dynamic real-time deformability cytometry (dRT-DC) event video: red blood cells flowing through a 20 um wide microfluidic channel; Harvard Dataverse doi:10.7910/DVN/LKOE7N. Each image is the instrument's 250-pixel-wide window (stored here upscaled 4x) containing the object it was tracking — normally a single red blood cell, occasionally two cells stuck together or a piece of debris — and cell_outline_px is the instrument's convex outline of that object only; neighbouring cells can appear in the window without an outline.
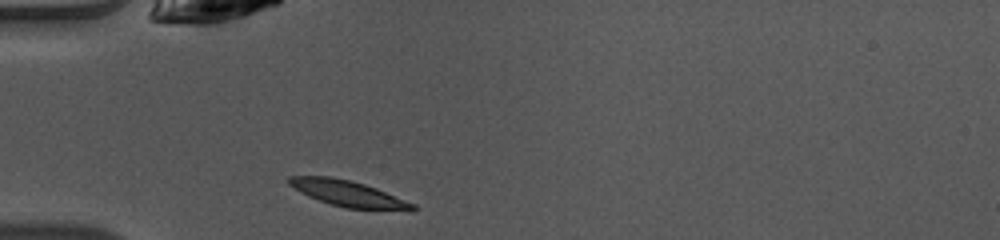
{"species": "common noctule bat (a hibernating species)", "species_latin": "Nyctalus noctula", "temperature_condition": "warm", "stored_images_in_passage": 34, "camera_frame_rate_fps": 3000, "um_per_image_px": 0.085, "animal": {"sex": "female", "body_mass_g": 10.0, "forearm_length_mm": 53.1}, "frame": {"image": 1, "passage_image": 1, "time_ms": 0.0, "image_size_px": [1000, 240], "cell_outline_px": [[416, 208], [412, 212], [348, 208], [332, 204], [308, 196], [300, 192], [288, 184], [288, 176], [332, 176], [364, 184], [376, 188], [416, 204]], "centroid_in_image_um": [29.66, 16.47], "position_along_channel_um": 55.3, "area_um2": 18.84}}
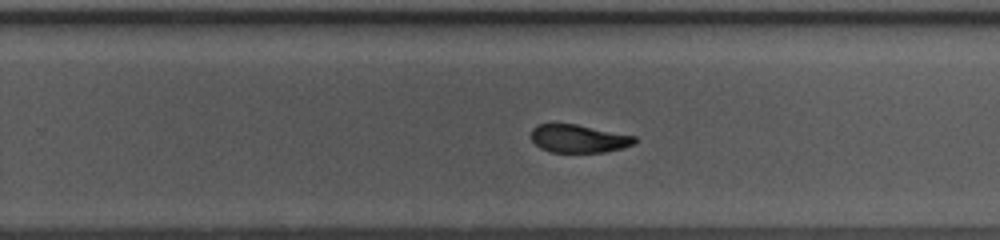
{"frame": {"image": 2, "passage_image": 18, "time_ms": 5.667, "image_size_px": [1000, 240], "cell_outline_px": [[636, 140], [632, 144], [620, 148], [604, 152], [552, 152], [540, 148], [532, 140], [532, 128], [536, 124], [576, 124], [636, 136]], "centroid_in_image_um": [49.16, 11.78], "position_along_channel_um": 280.6, "area_um2": 16.7}}
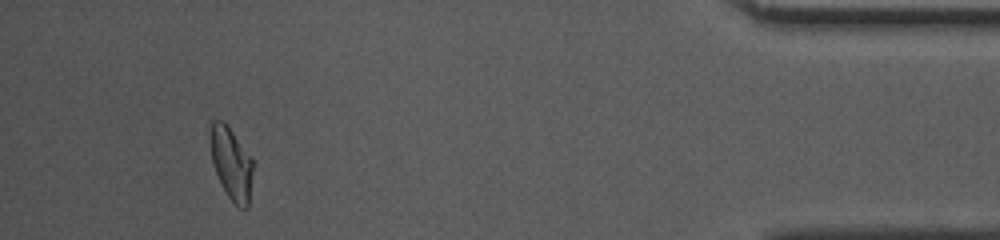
{"frame": {"image": 3, "passage_image": 32, "time_ms": 10.333, "image_size_px": [1000, 240], "cell_outline_px": [[252, 172], [248, 208], [240, 208], [228, 196], [212, 164], [212, 120], [224, 120], [228, 124], [252, 156]], "centroid_in_image_um": [19.7, 13.86], "position_along_channel_um": 415.5, "area_um2": 17.63}}